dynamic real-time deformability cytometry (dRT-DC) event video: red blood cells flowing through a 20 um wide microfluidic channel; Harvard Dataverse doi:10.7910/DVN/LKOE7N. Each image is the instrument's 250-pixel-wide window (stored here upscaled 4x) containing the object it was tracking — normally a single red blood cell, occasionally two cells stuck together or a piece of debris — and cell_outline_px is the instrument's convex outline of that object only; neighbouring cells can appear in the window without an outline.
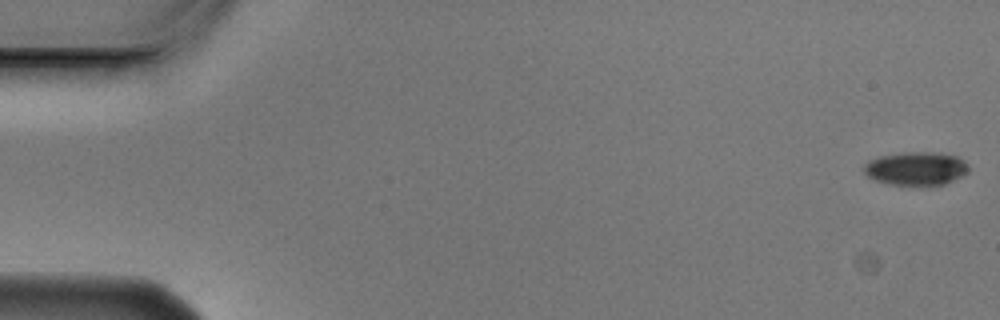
{"species": "Egyptian fruit bat (a non-hibernating species)", "species_latin": "Rousettus aegyptiacus", "temperature_condition": "cold", "stored_images_in_passage": 4, "camera_frame_rate_fps": 3000, "um_per_image_px": 0.085, "animal": {"sex": "male"}, "frame": {"image": 1, "passage_image": 1, "time_ms": 0.0, "image_size_px": [1000, 320], "cell_outline_px": [[968, 172], [944, 184], [888, 184], [876, 180], [868, 176], [864, 172], [864, 164], [868, 160], [880, 156], [904, 152], [936, 152], [956, 156], [964, 160], [968, 164]], "centroid_in_image_um": [77.85, 14.3], "position_along_channel_um": 7.2, "area_um2": 20.11}}